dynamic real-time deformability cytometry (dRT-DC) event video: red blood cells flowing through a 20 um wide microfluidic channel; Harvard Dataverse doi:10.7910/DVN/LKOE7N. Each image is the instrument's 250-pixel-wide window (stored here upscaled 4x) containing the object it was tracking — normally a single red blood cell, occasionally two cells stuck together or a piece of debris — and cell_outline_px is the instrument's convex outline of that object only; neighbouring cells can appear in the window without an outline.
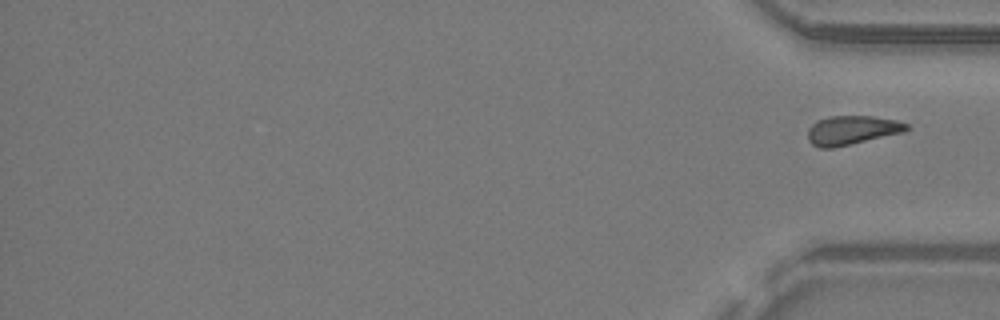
{"species": "common noctule bat (a hibernating species)", "species_latin": "Nyctalus noctula", "temperature_condition": "warm", "stored_images_in_passage": 31, "segment_of_instrument_passage": [2, 2], "camera_frame_rate_fps": 3000, "um_per_image_px": 0.085, "animal": {"sex": "male", "body_mass_g": 19.2, "forearm_length_mm": 51.8}, "frame": {"image": 1, "passage_image": 31, "time_ms": 10.0, "image_size_px": [1000, 320], "cell_outline_px": [[908, 128], [904, 132], [832, 148], [820, 148], [812, 144], [808, 140], [808, 128], [816, 120], [828, 116], [872, 116], [896, 120], [908, 124]], "centroid_in_image_um": [72.38, 11.06], "position_along_channel_um": 362.8, "area_um2": 16.65}}